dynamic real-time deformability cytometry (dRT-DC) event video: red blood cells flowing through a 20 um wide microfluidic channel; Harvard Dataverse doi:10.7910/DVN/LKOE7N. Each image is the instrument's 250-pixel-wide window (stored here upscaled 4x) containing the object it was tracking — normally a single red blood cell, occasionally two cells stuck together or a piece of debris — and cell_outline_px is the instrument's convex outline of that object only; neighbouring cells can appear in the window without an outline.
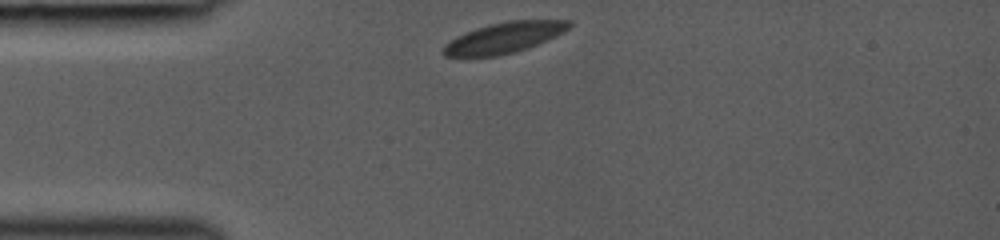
{"species": "common noctule bat (a hibernating species)", "species_latin": "Nyctalus noctula", "temperature_condition": "room temperature", "stored_images_in_passage": 30, "camera_frame_rate_fps": 3000, "um_per_image_px": 0.085, "animal": {"sex": "female", "body_mass_g": 19.0, "forearm_length_mm": 53.3}, "frame": {"image": 1, "passage_image": 1, "time_ms": 0.0, "image_size_px": [1000, 240], "cell_outline_px": [[572, 24], [564, 32], [556, 36], [528, 48], [516, 52], [500, 56], [444, 56], [440, 52], [440, 48], [444, 44], [456, 36], [464, 32], [488, 24], [508, 20], [572, 20]], "centroid_in_image_um": [42.82, 3.2], "position_along_channel_um": 42.2, "area_um2": 22.83}}
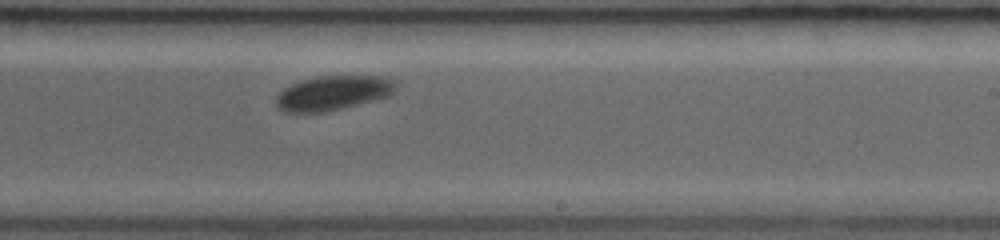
{"frame": {"image": 2, "passage_image": 18, "time_ms": 5.667, "image_size_px": [1000, 240], "cell_outline_px": [[396, 88], [388, 96], [324, 112], [284, 112], [276, 108], [276, 96], [284, 88], [292, 84], [316, 76], [380, 76], [392, 80]], "centroid_in_image_um": [28.24, 7.9], "position_along_channel_um": 260.8, "area_um2": 23.64}}
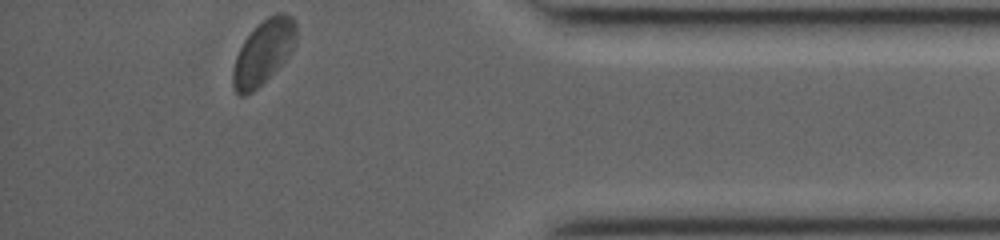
{"frame": {"image": 3, "passage_image": 30, "time_ms": 9.667, "image_size_px": [1000, 240], "cell_outline_px": [[296, 40], [288, 56], [252, 92], [244, 96], [240, 96], [232, 88], [232, 68], [236, 56], [244, 40], [268, 16], [276, 12], [284, 12], [292, 16], [296, 20]], "centroid_in_image_um": [22.38, 4.42], "position_along_channel_um": 412.8, "area_um2": 23.29}}